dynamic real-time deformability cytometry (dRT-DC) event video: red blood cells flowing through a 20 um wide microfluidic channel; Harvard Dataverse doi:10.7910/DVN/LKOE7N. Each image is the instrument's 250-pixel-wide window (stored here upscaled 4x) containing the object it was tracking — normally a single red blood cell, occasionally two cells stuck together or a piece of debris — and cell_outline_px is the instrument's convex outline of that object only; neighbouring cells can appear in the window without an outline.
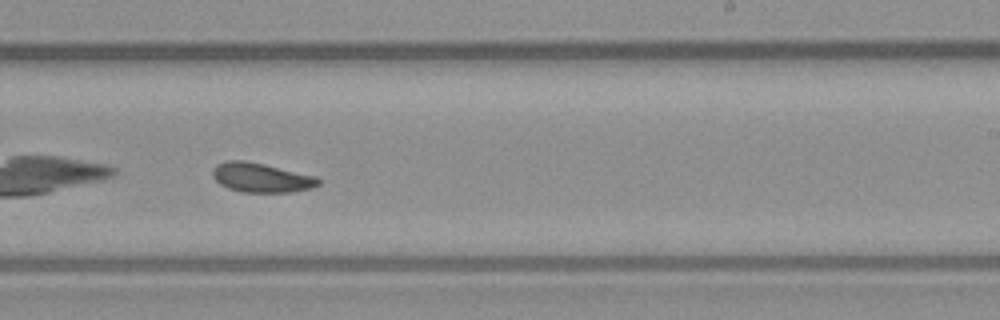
{"species": "common noctule bat (a hibernating species)", "species_latin": "Nyctalus noctula", "temperature_condition": "warm", "stored_images_in_passage": 35, "camera_frame_rate_fps": 3000, "um_per_image_px": 0.085, "animal": {"sex": "male", "body_mass_g": 23.1, "forearm_length_mm": 52.7}, "frame": {"image": 1, "passage_image": 16, "time_ms": 5.0, "image_size_px": [1000, 320], "cell_outline_px": [[320, 184], [312, 188], [292, 192], [240, 192], [228, 188], [220, 184], [212, 176], [212, 168], [216, 164], [228, 160], [244, 160], [264, 164], [316, 176], [320, 180]], "centroid_in_image_um": [22.19, 15.1], "position_along_channel_um": 266.8, "area_um2": 18.21}}